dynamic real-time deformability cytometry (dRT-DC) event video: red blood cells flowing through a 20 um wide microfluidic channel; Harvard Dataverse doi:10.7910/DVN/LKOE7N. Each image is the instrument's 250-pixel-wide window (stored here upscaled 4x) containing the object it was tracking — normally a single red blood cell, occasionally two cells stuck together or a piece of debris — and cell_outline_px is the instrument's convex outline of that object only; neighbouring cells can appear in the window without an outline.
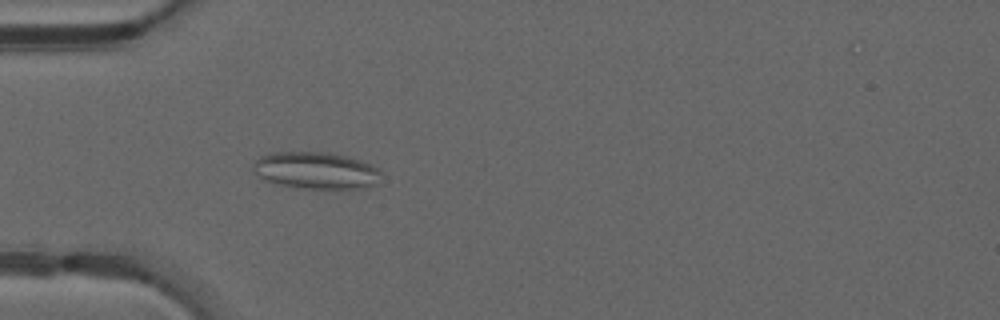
{"species": "common noctule bat (a hibernating species)", "species_latin": "Nyctalus noctula", "temperature_condition": "warm", "stored_images_in_passage": 42, "camera_frame_rate_fps": 3000, "um_per_image_px": 0.085, "animal": {"sex": "male", "forearm_length_mm": 52.5}, "frame": {"image": 1, "passage_image": 9, "time_ms": 2.667, "image_size_px": [1000, 320], "cell_outline_px": [[384, 172], [376, 184], [364, 188], [300, 188], [280, 184], [264, 180], [252, 168], [252, 164], [260, 156], [272, 152], [328, 152], [360, 160], [380, 168]], "centroid_in_image_um": [26.89, 14.48], "position_along_channel_um": 58.1, "area_um2": 27.57}}
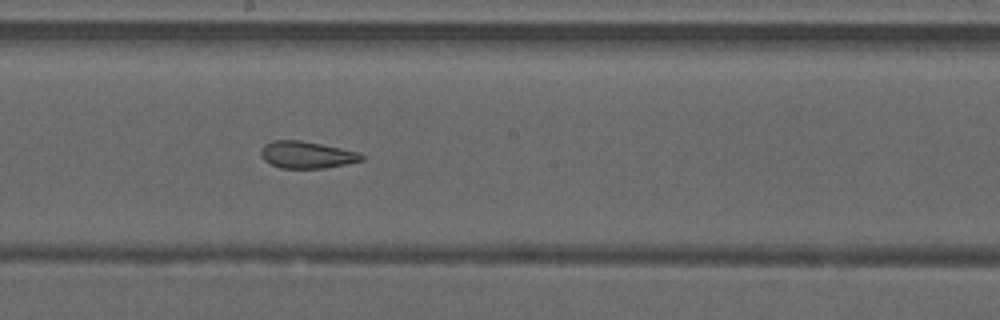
{"frame": {"image": 2, "passage_image": 21, "time_ms": 6.667, "image_size_px": [1000, 320], "cell_outline_px": [[364, 160], [324, 168], [280, 168], [264, 160], [260, 156], [260, 152], [264, 144], [272, 140], [300, 140], [360, 152], [364, 156]], "centroid_in_image_um": [26.05, 13.15], "position_along_channel_um": 222.1, "area_um2": 15.78}}
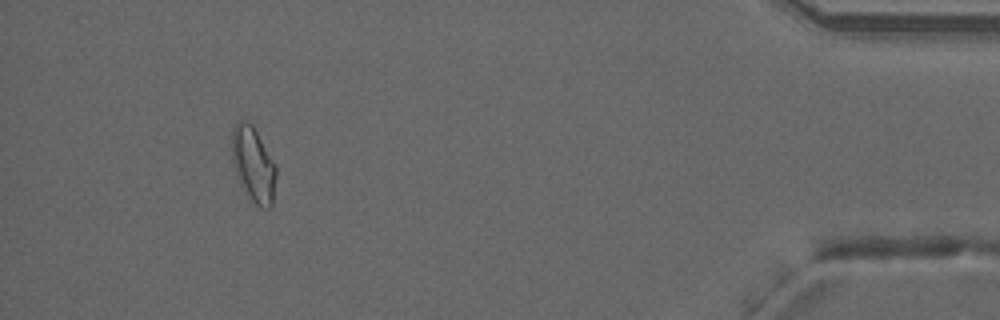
{"frame": {"image": 3, "passage_image": 39, "time_ms": 12.667, "image_size_px": [1000, 320], "cell_outline_px": [[276, 176], [272, 208], [260, 208], [248, 196], [240, 184], [236, 176], [232, 160], [232, 128], [240, 120], [248, 120], [252, 124], [276, 164]], "centroid_in_image_um": [21.54, 13.98], "position_along_channel_um": 413.7, "area_um2": 19.54}, "authors_computed_cell_mechanics": {"area_um2": 17.6579, "velocity_mm_per_s": 4.237, "shape_relaxation_time_tau1_ms": null, "shape_relaxation_time_tau2_ms": 1.381, "deformation_change_tau1": null, "deformation_change_tau2": 0.0938}}